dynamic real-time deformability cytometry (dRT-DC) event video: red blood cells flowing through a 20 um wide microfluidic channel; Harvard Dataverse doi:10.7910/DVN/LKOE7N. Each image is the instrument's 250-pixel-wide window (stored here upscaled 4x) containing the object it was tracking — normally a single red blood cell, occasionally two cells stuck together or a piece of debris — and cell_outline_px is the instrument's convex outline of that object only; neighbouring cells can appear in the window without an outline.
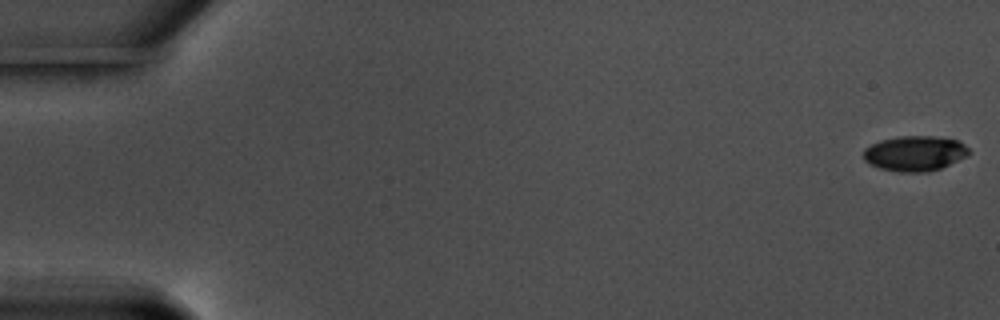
{"species": "common noctule bat (a hibernating species)", "species_latin": "Nyctalus noctula", "temperature_condition": "warm", "stored_images_in_passage": 58, "camera_frame_rate_fps": 3000, "um_per_image_px": 0.085, "animal": {"sex": "male", "body_mass_g": 17.5, "forearm_length_mm": 52.3}, "frame": {"image": 1, "passage_image": 1, "time_ms": 0.0, "image_size_px": [1000, 320], "cell_outline_px": [[972, 152], [968, 156], [940, 168], [928, 172], [900, 172], [880, 168], [864, 160], [864, 148], [880, 140], [896, 136], [936, 136], [956, 140], [964, 144]], "centroid_in_image_um": [77.78, 13.03], "position_along_channel_um": 7.2, "area_um2": 21.68}}
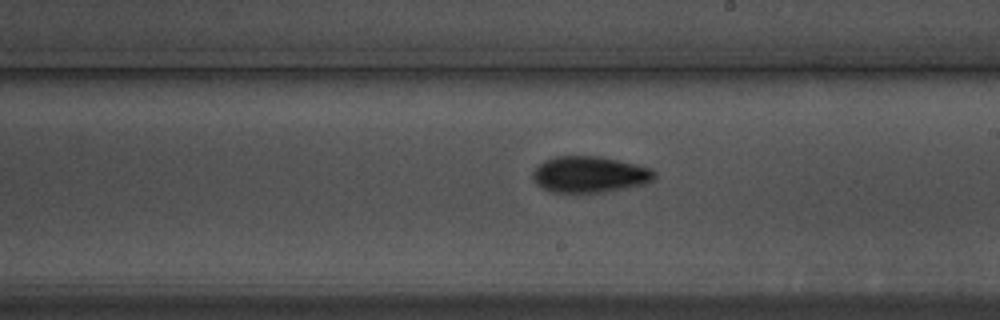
{"frame": {"image": 2, "passage_image": 34, "time_ms": 11.0, "image_size_px": [1000, 320], "cell_outline_px": [[656, 176], [648, 184], [628, 188], [604, 192], [552, 192], [536, 184], [532, 180], [532, 172], [544, 160], [556, 156], [600, 156], [636, 164], [652, 168], [656, 172]], "centroid_in_image_um": [50.15, 14.83], "position_along_channel_um": 238.8, "area_um2": 25.95}}
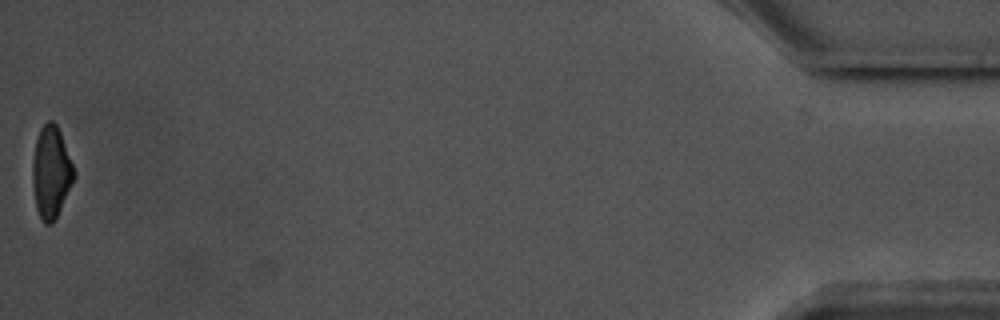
{"frame": {"image": 3, "passage_image": 58, "time_ms": 19.0, "image_size_px": [1000, 320], "cell_outline_px": [[76, 176], [52, 224], [44, 224], [40, 220], [36, 208], [32, 184], [32, 160], [36, 140], [40, 128], [48, 120], [52, 120], [56, 124], [60, 132], [76, 172]], "centroid_in_image_um": [4.33, 14.64], "position_along_channel_um": 430.9, "area_um2": 22.25}, "authors_computed_cell_mechanics": {"area_um2": 23.4957, "velocity_mm_per_s": 3.5782, "shape_relaxation_time_tau1_ms": 2.4774, "shape_relaxation_time_tau2_ms": 4.5784, "deformation_change_tau1": 0.1304, "deformation_change_tau2": 0.1111}}